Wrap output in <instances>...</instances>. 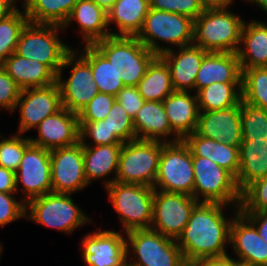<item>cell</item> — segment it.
<instances>
[{"instance_id": "6da1fadb", "label": "cell", "mask_w": 267, "mask_h": 266, "mask_svg": "<svg viewBox=\"0 0 267 266\" xmlns=\"http://www.w3.org/2000/svg\"><path fill=\"white\" fill-rule=\"evenodd\" d=\"M221 203L199 202L191 212L185 229L176 240L186 263L226 257L231 220L226 221ZM228 239V241H227Z\"/></svg>"}, {"instance_id": "4fadbf2b", "label": "cell", "mask_w": 267, "mask_h": 266, "mask_svg": "<svg viewBox=\"0 0 267 266\" xmlns=\"http://www.w3.org/2000/svg\"><path fill=\"white\" fill-rule=\"evenodd\" d=\"M50 159L52 192L71 194L87 186L81 141L50 150Z\"/></svg>"}, {"instance_id": "681fc988", "label": "cell", "mask_w": 267, "mask_h": 266, "mask_svg": "<svg viewBox=\"0 0 267 266\" xmlns=\"http://www.w3.org/2000/svg\"><path fill=\"white\" fill-rule=\"evenodd\" d=\"M16 191L15 172L0 166V192L14 193Z\"/></svg>"}, {"instance_id": "277c9868", "label": "cell", "mask_w": 267, "mask_h": 266, "mask_svg": "<svg viewBox=\"0 0 267 266\" xmlns=\"http://www.w3.org/2000/svg\"><path fill=\"white\" fill-rule=\"evenodd\" d=\"M93 45L113 65L124 86H137L156 57L136 37L109 36Z\"/></svg>"}, {"instance_id": "ac0fdd59", "label": "cell", "mask_w": 267, "mask_h": 266, "mask_svg": "<svg viewBox=\"0 0 267 266\" xmlns=\"http://www.w3.org/2000/svg\"><path fill=\"white\" fill-rule=\"evenodd\" d=\"M196 132L205 138L240 147L243 140L240 102L222 110L199 112Z\"/></svg>"}, {"instance_id": "9a60e30c", "label": "cell", "mask_w": 267, "mask_h": 266, "mask_svg": "<svg viewBox=\"0 0 267 266\" xmlns=\"http://www.w3.org/2000/svg\"><path fill=\"white\" fill-rule=\"evenodd\" d=\"M16 107L20 108L19 132L24 133L33 127L36 128L46 117L63 108L58 83L22 90Z\"/></svg>"}, {"instance_id": "bcb514c9", "label": "cell", "mask_w": 267, "mask_h": 266, "mask_svg": "<svg viewBox=\"0 0 267 266\" xmlns=\"http://www.w3.org/2000/svg\"><path fill=\"white\" fill-rule=\"evenodd\" d=\"M11 194L0 192V226L26 216V204L15 201Z\"/></svg>"}, {"instance_id": "d590c367", "label": "cell", "mask_w": 267, "mask_h": 266, "mask_svg": "<svg viewBox=\"0 0 267 266\" xmlns=\"http://www.w3.org/2000/svg\"><path fill=\"white\" fill-rule=\"evenodd\" d=\"M241 88L244 102L267 110V67L243 69Z\"/></svg>"}, {"instance_id": "db71d44e", "label": "cell", "mask_w": 267, "mask_h": 266, "mask_svg": "<svg viewBox=\"0 0 267 266\" xmlns=\"http://www.w3.org/2000/svg\"><path fill=\"white\" fill-rule=\"evenodd\" d=\"M92 1L107 12L115 3L116 0H92Z\"/></svg>"}, {"instance_id": "ee69618b", "label": "cell", "mask_w": 267, "mask_h": 266, "mask_svg": "<svg viewBox=\"0 0 267 266\" xmlns=\"http://www.w3.org/2000/svg\"><path fill=\"white\" fill-rule=\"evenodd\" d=\"M149 7L166 12L179 13L196 19L204 8L198 0H149Z\"/></svg>"}, {"instance_id": "7402d4cb", "label": "cell", "mask_w": 267, "mask_h": 266, "mask_svg": "<svg viewBox=\"0 0 267 266\" xmlns=\"http://www.w3.org/2000/svg\"><path fill=\"white\" fill-rule=\"evenodd\" d=\"M179 49L177 56L170 49L160 57L169 67L174 90L187 92V89L195 88L197 73L207 51L193 44Z\"/></svg>"}, {"instance_id": "ffe728a7", "label": "cell", "mask_w": 267, "mask_h": 266, "mask_svg": "<svg viewBox=\"0 0 267 266\" xmlns=\"http://www.w3.org/2000/svg\"><path fill=\"white\" fill-rule=\"evenodd\" d=\"M73 65L69 79L63 82L60 71L56 82L63 107L78 114L99 91L93 79L92 68L81 55Z\"/></svg>"}, {"instance_id": "e575fe53", "label": "cell", "mask_w": 267, "mask_h": 266, "mask_svg": "<svg viewBox=\"0 0 267 266\" xmlns=\"http://www.w3.org/2000/svg\"><path fill=\"white\" fill-rule=\"evenodd\" d=\"M241 89V82L209 84L197 93L199 111L222 110L238 104L242 100Z\"/></svg>"}, {"instance_id": "484cf974", "label": "cell", "mask_w": 267, "mask_h": 266, "mask_svg": "<svg viewBox=\"0 0 267 266\" xmlns=\"http://www.w3.org/2000/svg\"><path fill=\"white\" fill-rule=\"evenodd\" d=\"M236 183L242 192L253 181L267 177V140H242Z\"/></svg>"}, {"instance_id": "11a10c76", "label": "cell", "mask_w": 267, "mask_h": 266, "mask_svg": "<svg viewBox=\"0 0 267 266\" xmlns=\"http://www.w3.org/2000/svg\"><path fill=\"white\" fill-rule=\"evenodd\" d=\"M256 2L265 12H267V0H248V2Z\"/></svg>"}, {"instance_id": "d6a6232c", "label": "cell", "mask_w": 267, "mask_h": 266, "mask_svg": "<svg viewBox=\"0 0 267 266\" xmlns=\"http://www.w3.org/2000/svg\"><path fill=\"white\" fill-rule=\"evenodd\" d=\"M84 53L81 56L92 68L93 79L98 91L116 97L124 87V83L118 77L113 65L94 45H85Z\"/></svg>"}, {"instance_id": "30bf717a", "label": "cell", "mask_w": 267, "mask_h": 266, "mask_svg": "<svg viewBox=\"0 0 267 266\" xmlns=\"http://www.w3.org/2000/svg\"><path fill=\"white\" fill-rule=\"evenodd\" d=\"M138 261L130 266H184L186 261L176 240L157 231L136 229L126 232Z\"/></svg>"}, {"instance_id": "b9f144b4", "label": "cell", "mask_w": 267, "mask_h": 266, "mask_svg": "<svg viewBox=\"0 0 267 266\" xmlns=\"http://www.w3.org/2000/svg\"><path fill=\"white\" fill-rule=\"evenodd\" d=\"M116 97L99 92L78 113L79 122H93L104 120L112 108Z\"/></svg>"}, {"instance_id": "4316f807", "label": "cell", "mask_w": 267, "mask_h": 266, "mask_svg": "<svg viewBox=\"0 0 267 266\" xmlns=\"http://www.w3.org/2000/svg\"><path fill=\"white\" fill-rule=\"evenodd\" d=\"M72 19L79 22L86 45H93L95 42L111 36V32H108L107 28V12L92 0H78L62 29Z\"/></svg>"}, {"instance_id": "9c48e42d", "label": "cell", "mask_w": 267, "mask_h": 266, "mask_svg": "<svg viewBox=\"0 0 267 266\" xmlns=\"http://www.w3.org/2000/svg\"><path fill=\"white\" fill-rule=\"evenodd\" d=\"M192 164L194 199L198 201L199 195H202V202L221 204H229L236 200L239 207L241 191L238 189L235 177L229 171L200 156H192Z\"/></svg>"}, {"instance_id": "603a6c76", "label": "cell", "mask_w": 267, "mask_h": 266, "mask_svg": "<svg viewBox=\"0 0 267 266\" xmlns=\"http://www.w3.org/2000/svg\"><path fill=\"white\" fill-rule=\"evenodd\" d=\"M242 71L237 53L207 52L198 70L195 89L212 83L241 82Z\"/></svg>"}, {"instance_id": "83f0119b", "label": "cell", "mask_w": 267, "mask_h": 266, "mask_svg": "<svg viewBox=\"0 0 267 266\" xmlns=\"http://www.w3.org/2000/svg\"><path fill=\"white\" fill-rule=\"evenodd\" d=\"M149 0H116L107 11V23L113 21L119 27V34L111 36L136 37L140 32L149 10Z\"/></svg>"}, {"instance_id": "e0dca14e", "label": "cell", "mask_w": 267, "mask_h": 266, "mask_svg": "<svg viewBox=\"0 0 267 266\" xmlns=\"http://www.w3.org/2000/svg\"><path fill=\"white\" fill-rule=\"evenodd\" d=\"M39 137L30 143L47 150L69 147L80 142L78 114L66 108L46 117L38 126Z\"/></svg>"}, {"instance_id": "60d3db41", "label": "cell", "mask_w": 267, "mask_h": 266, "mask_svg": "<svg viewBox=\"0 0 267 266\" xmlns=\"http://www.w3.org/2000/svg\"><path fill=\"white\" fill-rule=\"evenodd\" d=\"M30 139L19 135L0 141V166L13 170L19 168L25 149L30 145Z\"/></svg>"}, {"instance_id": "7dc6e473", "label": "cell", "mask_w": 267, "mask_h": 266, "mask_svg": "<svg viewBox=\"0 0 267 266\" xmlns=\"http://www.w3.org/2000/svg\"><path fill=\"white\" fill-rule=\"evenodd\" d=\"M116 100L122 105L128 115L134 119L138 110L145 103L137 86H124L116 95Z\"/></svg>"}, {"instance_id": "1f68e13d", "label": "cell", "mask_w": 267, "mask_h": 266, "mask_svg": "<svg viewBox=\"0 0 267 266\" xmlns=\"http://www.w3.org/2000/svg\"><path fill=\"white\" fill-rule=\"evenodd\" d=\"M137 87L145 101L162 102L175 91L169 67L160 56H156L148 65Z\"/></svg>"}, {"instance_id": "2e32d148", "label": "cell", "mask_w": 267, "mask_h": 266, "mask_svg": "<svg viewBox=\"0 0 267 266\" xmlns=\"http://www.w3.org/2000/svg\"><path fill=\"white\" fill-rule=\"evenodd\" d=\"M83 258L88 266H125L129 246L123 236L113 231L88 234L82 241Z\"/></svg>"}, {"instance_id": "52a82bcc", "label": "cell", "mask_w": 267, "mask_h": 266, "mask_svg": "<svg viewBox=\"0 0 267 266\" xmlns=\"http://www.w3.org/2000/svg\"><path fill=\"white\" fill-rule=\"evenodd\" d=\"M193 196L194 170L192 152L189 146L180 140L162 142L159 169L154 189Z\"/></svg>"}, {"instance_id": "f546056e", "label": "cell", "mask_w": 267, "mask_h": 266, "mask_svg": "<svg viewBox=\"0 0 267 266\" xmlns=\"http://www.w3.org/2000/svg\"><path fill=\"white\" fill-rule=\"evenodd\" d=\"M134 122L136 139L159 141L168 134H176L170 126L168 116L162 102L145 101L138 110ZM139 132L143 133L142 135Z\"/></svg>"}, {"instance_id": "d6986e66", "label": "cell", "mask_w": 267, "mask_h": 266, "mask_svg": "<svg viewBox=\"0 0 267 266\" xmlns=\"http://www.w3.org/2000/svg\"><path fill=\"white\" fill-rule=\"evenodd\" d=\"M229 241L240 259L236 260L240 266H267V242L239 208L230 225Z\"/></svg>"}, {"instance_id": "ab89813d", "label": "cell", "mask_w": 267, "mask_h": 266, "mask_svg": "<svg viewBox=\"0 0 267 266\" xmlns=\"http://www.w3.org/2000/svg\"><path fill=\"white\" fill-rule=\"evenodd\" d=\"M239 211H267V177L253 181L241 192Z\"/></svg>"}, {"instance_id": "7bdbcfd3", "label": "cell", "mask_w": 267, "mask_h": 266, "mask_svg": "<svg viewBox=\"0 0 267 266\" xmlns=\"http://www.w3.org/2000/svg\"><path fill=\"white\" fill-rule=\"evenodd\" d=\"M80 140H85V136H90L94 140V144H123L113 132L110 131L107 120L93 122H79Z\"/></svg>"}, {"instance_id": "7c38bea8", "label": "cell", "mask_w": 267, "mask_h": 266, "mask_svg": "<svg viewBox=\"0 0 267 266\" xmlns=\"http://www.w3.org/2000/svg\"><path fill=\"white\" fill-rule=\"evenodd\" d=\"M198 203L199 201L193 196L187 194L161 190L158 192L154 189L153 218L150 228L163 236L177 240Z\"/></svg>"}, {"instance_id": "5b68a950", "label": "cell", "mask_w": 267, "mask_h": 266, "mask_svg": "<svg viewBox=\"0 0 267 266\" xmlns=\"http://www.w3.org/2000/svg\"><path fill=\"white\" fill-rule=\"evenodd\" d=\"M162 141L135 139L122 144L114 179L105 182L139 184L154 187L159 169Z\"/></svg>"}, {"instance_id": "4dcf8cb0", "label": "cell", "mask_w": 267, "mask_h": 266, "mask_svg": "<svg viewBox=\"0 0 267 266\" xmlns=\"http://www.w3.org/2000/svg\"><path fill=\"white\" fill-rule=\"evenodd\" d=\"M80 141L83 145L84 172L88 184L113 170L117 174L122 144L95 145V148H92L83 140Z\"/></svg>"}, {"instance_id": "c3c4849f", "label": "cell", "mask_w": 267, "mask_h": 266, "mask_svg": "<svg viewBox=\"0 0 267 266\" xmlns=\"http://www.w3.org/2000/svg\"><path fill=\"white\" fill-rule=\"evenodd\" d=\"M257 229L260 237L267 242V211H240ZM257 226V227H256Z\"/></svg>"}, {"instance_id": "f6af8a7d", "label": "cell", "mask_w": 267, "mask_h": 266, "mask_svg": "<svg viewBox=\"0 0 267 266\" xmlns=\"http://www.w3.org/2000/svg\"><path fill=\"white\" fill-rule=\"evenodd\" d=\"M22 89L0 64V106L13 111Z\"/></svg>"}, {"instance_id": "74e56055", "label": "cell", "mask_w": 267, "mask_h": 266, "mask_svg": "<svg viewBox=\"0 0 267 266\" xmlns=\"http://www.w3.org/2000/svg\"><path fill=\"white\" fill-rule=\"evenodd\" d=\"M243 140H267V110L240 101Z\"/></svg>"}, {"instance_id": "d4e9b609", "label": "cell", "mask_w": 267, "mask_h": 266, "mask_svg": "<svg viewBox=\"0 0 267 266\" xmlns=\"http://www.w3.org/2000/svg\"><path fill=\"white\" fill-rule=\"evenodd\" d=\"M183 140L189 146L192 156L210 159L229 171L235 178L237 177L240 166V147H234L225 142L205 138L196 131L188 134Z\"/></svg>"}, {"instance_id": "9f6ffc18", "label": "cell", "mask_w": 267, "mask_h": 266, "mask_svg": "<svg viewBox=\"0 0 267 266\" xmlns=\"http://www.w3.org/2000/svg\"><path fill=\"white\" fill-rule=\"evenodd\" d=\"M184 266H196L194 263H186Z\"/></svg>"}, {"instance_id": "44dd1931", "label": "cell", "mask_w": 267, "mask_h": 266, "mask_svg": "<svg viewBox=\"0 0 267 266\" xmlns=\"http://www.w3.org/2000/svg\"><path fill=\"white\" fill-rule=\"evenodd\" d=\"M162 103L171 129L176 133L171 142L183 140L196 131L200 112L197 95L191 96L188 91H174Z\"/></svg>"}, {"instance_id": "f1b7e54d", "label": "cell", "mask_w": 267, "mask_h": 266, "mask_svg": "<svg viewBox=\"0 0 267 266\" xmlns=\"http://www.w3.org/2000/svg\"><path fill=\"white\" fill-rule=\"evenodd\" d=\"M241 43L244 49H238V58L243 69L254 67H267V24L252 21L246 25L244 22L241 32Z\"/></svg>"}, {"instance_id": "8992f818", "label": "cell", "mask_w": 267, "mask_h": 266, "mask_svg": "<svg viewBox=\"0 0 267 266\" xmlns=\"http://www.w3.org/2000/svg\"><path fill=\"white\" fill-rule=\"evenodd\" d=\"M193 30L194 19L191 17L149 8L136 38L156 56H160L170 48L160 47L154 40L158 39L179 47L192 45Z\"/></svg>"}, {"instance_id": "8d00e7d4", "label": "cell", "mask_w": 267, "mask_h": 266, "mask_svg": "<svg viewBox=\"0 0 267 266\" xmlns=\"http://www.w3.org/2000/svg\"><path fill=\"white\" fill-rule=\"evenodd\" d=\"M29 22L25 13L16 9L7 18L0 20V64L15 52L21 31Z\"/></svg>"}, {"instance_id": "5bb4252c", "label": "cell", "mask_w": 267, "mask_h": 266, "mask_svg": "<svg viewBox=\"0 0 267 266\" xmlns=\"http://www.w3.org/2000/svg\"><path fill=\"white\" fill-rule=\"evenodd\" d=\"M16 188L22 182L27 201L52 192L50 150L30 144L15 171Z\"/></svg>"}, {"instance_id": "8fae6325", "label": "cell", "mask_w": 267, "mask_h": 266, "mask_svg": "<svg viewBox=\"0 0 267 266\" xmlns=\"http://www.w3.org/2000/svg\"><path fill=\"white\" fill-rule=\"evenodd\" d=\"M68 193L50 192L27 201L30 219L47 227L65 232H73L88 219L74 204Z\"/></svg>"}, {"instance_id": "f5cc1de1", "label": "cell", "mask_w": 267, "mask_h": 266, "mask_svg": "<svg viewBox=\"0 0 267 266\" xmlns=\"http://www.w3.org/2000/svg\"><path fill=\"white\" fill-rule=\"evenodd\" d=\"M232 0H198L204 9L228 7Z\"/></svg>"}, {"instance_id": "f907efd6", "label": "cell", "mask_w": 267, "mask_h": 266, "mask_svg": "<svg viewBox=\"0 0 267 266\" xmlns=\"http://www.w3.org/2000/svg\"><path fill=\"white\" fill-rule=\"evenodd\" d=\"M196 266H240L229 256L222 258L202 259L194 263Z\"/></svg>"}, {"instance_id": "836d02e7", "label": "cell", "mask_w": 267, "mask_h": 266, "mask_svg": "<svg viewBox=\"0 0 267 266\" xmlns=\"http://www.w3.org/2000/svg\"><path fill=\"white\" fill-rule=\"evenodd\" d=\"M29 22L63 26L78 0H25Z\"/></svg>"}, {"instance_id": "ba28073f", "label": "cell", "mask_w": 267, "mask_h": 266, "mask_svg": "<svg viewBox=\"0 0 267 266\" xmlns=\"http://www.w3.org/2000/svg\"><path fill=\"white\" fill-rule=\"evenodd\" d=\"M126 232L149 229L153 218L154 188L139 184L113 182L106 187Z\"/></svg>"}, {"instance_id": "7a4b0ae2", "label": "cell", "mask_w": 267, "mask_h": 266, "mask_svg": "<svg viewBox=\"0 0 267 266\" xmlns=\"http://www.w3.org/2000/svg\"><path fill=\"white\" fill-rule=\"evenodd\" d=\"M62 26L28 22L21 31L15 53L47 65L56 75L74 63V51L61 42L57 29Z\"/></svg>"}, {"instance_id": "f35d334b", "label": "cell", "mask_w": 267, "mask_h": 266, "mask_svg": "<svg viewBox=\"0 0 267 266\" xmlns=\"http://www.w3.org/2000/svg\"><path fill=\"white\" fill-rule=\"evenodd\" d=\"M107 120L110 131L122 142L136 139L133 119L128 115L122 105L115 100L111 110L104 119Z\"/></svg>"}, {"instance_id": "3957f363", "label": "cell", "mask_w": 267, "mask_h": 266, "mask_svg": "<svg viewBox=\"0 0 267 266\" xmlns=\"http://www.w3.org/2000/svg\"><path fill=\"white\" fill-rule=\"evenodd\" d=\"M226 8L204 9L194 20L193 45L207 52H238L244 21Z\"/></svg>"}, {"instance_id": "816d5d0a", "label": "cell", "mask_w": 267, "mask_h": 266, "mask_svg": "<svg viewBox=\"0 0 267 266\" xmlns=\"http://www.w3.org/2000/svg\"><path fill=\"white\" fill-rule=\"evenodd\" d=\"M14 0H0V20L7 18L17 8L13 7Z\"/></svg>"}, {"instance_id": "cb8c5ba5", "label": "cell", "mask_w": 267, "mask_h": 266, "mask_svg": "<svg viewBox=\"0 0 267 266\" xmlns=\"http://www.w3.org/2000/svg\"><path fill=\"white\" fill-rule=\"evenodd\" d=\"M1 66L22 90L45 87L57 81V75L47 65L26 59L15 52Z\"/></svg>"}]
</instances>
